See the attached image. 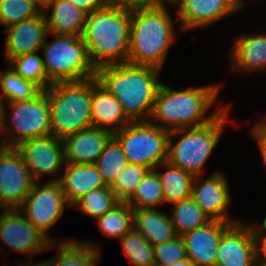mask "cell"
<instances>
[{
  "mask_svg": "<svg viewBox=\"0 0 266 266\" xmlns=\"http://www.w3.org/2000/svg\"><path fill=\"white\" fill-rule=\"evenodd\" d=\"M1 254L4 245L15 252L26 254L29 259L34 255L49 250L50 241L26 219L19 209H3L0 212Z\"/></svg>",
  "mask_w": 266,
  "mask_h": 266,
  "instance_id": "cell-12",
  "label": "cell"
},
{
  "mask_svg": "<svg viewBox=\"0 0 266 266\" xmlns=\"http://www.w3.org/2000/svg\"><path fill=\"white\" fill-rule=\"evenodd\" d=\"M219 85L215 83L175 89L162 83L155 99L150 121L168 131L200 127L211 122L229 105V103H224L216 107L217 109L212 111V114H208L211 106L217 103L222 86Z\"/></svg>",
  "mask_w": 266,
  "mask_h": 266,
  "instance_id": "cell-1",
  "label": "cell"
},
{
  "mask_svg": "<svg viewBox=\"0 0 266 266\" xmlns=\"http://www.w3.org/2000/svg\"><path fill=\"white\" fill-rule=\"evenodd\" d=\"M43 91L36 83L23 79L8 63L0 73V97L4 104L34 100Z\"/></svg>",
  "mask_w": 266,
  "mask_h": 266,
  "instance_id": "cell-27",
  "label": "cell"
},
{
  "mask_svg": "<svg viewBox=\"0 0 266 266\" xmlns=\"http://www.w3.org/2000/svg\"><path fill=\"white\" fill-rule=\"evenodd\" d=\"M41 12L51 4L53 0H32Z\"/></svg>",
  "mask_w": 266,
  "mask_h": 266,
  "instance_id": "cell-43",
  "label": "cell"
},
{
  "mask_svg": "<svg viewBox=\"0 0 266 266\" xmlns=\"http://www.w3.org/2000/svg\"><path fill=\"white\" fill-rule=\"evenodd\" d=\"M34 183L21 154L6 147L0 154V208L18 209Z\"/></svg>",
  "mask_w": 266,
  "mask_h": 266,
  "instance_id": "cell-14",
  "label": "cell"
},
{
  "mask_svg": "<svg viewBox=\"0 0 266 266\" xmlns=\"http://www.w3.org/2000/svg\"><path fill=\"white\" fill-rule=\"evenodd\" d=\"M231 106L230 103L214 120L203 126L170 131L167 161L193 177L201 176L220 141ZM177 135L180 137L176 140Z\"/></svg>",
  "mask_w": 266,
  "mask_h": 266,
  "instance_id": "cell-5",
  "label": "cell"
},
{
  "mask_svg": "<svg viewBox=\"0 0 266 266\" xmlns=\"http://www.w3.org/2000/svg\"><path fill=\"white\" fill-rule=\"evenodd\" d=\"M107 7L134 10L153 4L152 0H105Z\"/></svg>",
  "mask_w": 266,
  "mask_h": 266,
  "instance_id": "cell-40",
  "label": "cell"
},
{
  "mask_svg": "<svg viewBox=\"0 0 266 266\" xmlns=\"http://www.w3.org/2000/svg\"><path fill=\"white\" fill-rule=\"evenodd\" d=\"M1 136V135H0ZM6 148L5 142L3 139L0 140V154L3 152V150Z\"/></svg>",
  "mask_w": 266,
  "mask_h": 266,
  "instance_id": "cell-47",
  "label": "cell"
},
{
  "mask_svg": "<svg viewBox=\"0 0 266 266\" xmlns=\"http://www.w3.org/2000/svg\"><path fill=\"white\" fill-rule=\"evenodd\" d=\"M231 223L210 220L204 226L182 235L187 258L195 266H216L218 245L223 231Z\"/></svg>",
  "mask_w": 266,
  "mask_h": 266,
  "instance_id": "cell-18",
  "label": "cell"
},
{
  "mask_svg": "<svg viewBox=\"0 0 266 266\" xmlns=\"http://www.w3.org/2000/svg\"><path fill=\"white\" fill-rule=\"evenodd\" d=\"M4 102L0 97V134L2 133L3 120H4Z\"/></svg>",
  "mask_w": 266,
  "mask_h": 266,
  "instance_id": "cell-44",
  "label": "cell"
},
{
  "mask_svg": "<svg viewBox=\"0 0 266 266\" xmlns=\"http://www.w3.org/2000/svg\"><path fill=\"white\" fill-rule=\"evenodd\" d=\"M106 186L111 187L127 160L120 144L112 137L95 163Z\"/></svg>",
  "mask_w": 266,
  "mask_h": 266,
  "instance_id": "cell-31",
  "label": "cell"
},
{
  "mask_svg": "<svg viewBox=\"0 0 266 266\" xmlns=\"http://www.w3.org/2000/svg\"><path fill=\"white\" fill-rule=\"evenodd\" d=\"M59 182L70 207L88 192L106 187L95 164L65 163Z\"/></svg>",
  "mask_w": 266,
  "mask_h": 266,
  "instance_id": "cell-22",
  "label": "cell"
},
{
  "mask_svg": "<svg viewBox=\"0 0 266 266\" xmlns=\"http://www.w3.org/2000/svg\"><path fill=\"white\" fill-rule=\"evenodd\" d=\"M158 208L133 209V227L156 246L174 239L175 228L167 212Z\"/></svg>",
  "mask_w": 266,
  "mask_h": 266,
  "instance_id": "cell-24",
  "label": "cell"
},
{
  "mask_svg": "<svg viewBox=\"0 0 266 266\" xmlns=\"http://www.w3.org/2000/svg\"><path fill=\"white\" fill-rule=\"evenodd\" d=\"M95 221L103 235L119 239L133 228V208L127 202L120 201Z\"/></svg>",
  "mask_w": 266,
  "mask_h": 266,
  "instance_id": "cell-29",
  "label": "cell"
},
{
  "mask_svg": "<svg viewBox=\"0 0 266 266\" xmlns=\"http://www.w3.org/2000/svg\"><path fill=\"white\" fill-rule=\"evenodd\" d=\"M170 131L148 121H131L113 134L126 156L133 163L155 170L167 161Z\"/></svg>",
  "mask_w": 266,
  "mask_h": 266,
  "instance_id": "cell-8",
  "label": "cell"
},
{
  "mask_svg": "<svg viewBox=\"0 0 266 266\" xmlns=\"http://www.w3.org/2000/svg\"><path fill=\"white\" fill-rule=\"evenodd\" d=\"M252 224L253 226H258V227L266 229V216L264 217L263 222H261V224H258V222H253Z\"/></svg>",
  "mask_w": 266,
  "mask_h": 266,
  "instance_id": "cell-46",
  "label": "cell"
},
{
  "mask_svg": "<svg viewBox=\"0 0 266 266\" xmlns=\"http://www.w3.org/2000/svg\"><path fill=\"white\" fill-rule=\"evenodd\" d=\"M255 266H266V229L254 226Z\"/></svg>",
  "mask_w": 266,
  "mask_h": 266,
  "instance_id": "cell-38",
  "label": "cell"
},
{
  "mask_svg": "<svg viewBox=\"0 0 266 266\" xmlns=\"http://www.w3.org/2000/svg\"><path fill=\"white\" fill-rule=\"evenodd\" d=\"M54 37L53 41L48 38ZM47 77L53 82L84 81L96 76L80 36L48 32L40 50Z\"/></svg>",
  "mask_w": 266,
  "mask_h": 266,
  "instance_id": "cell-7",
  "label": "cell"
},
{
  "mask_svg": "<svg viewBox=\"0 0 266 266\" xmlns=\"http://www.w3.org/2000/svg\"><path fill=\"white\" fill-rule=\"evenodd\" d=\"M150 170L141 165L127 163L111 186L117 199L121 202H127L136 191L137 185Z\"/></svg>",
  "mask_w": 266,
  "mask_h": 266,
  "instance_id": "cell-35",
  "label": "cell"
},
{
  "mask_svg": "<svg viewBox=\"0 0 266 266\" xmlns=\"http://www.w3.org/2000/svg\"><path fill=\"white\" fill-rule=\"evenodd\" d=\"M16 266H51V262L50 260L46 259L45 261H39V262H32V261H29V262H25L21 264V262H16L15 264Z\"/></svg>",
  "mask_w": 266,
  "mask_h": 266,
  "instance_id": "cell-42",
  "label": "cell"
},
{
  "mask_svg": "<svg viewBox=\"0 0 266 266\" xmlns=\"http://www.w3.org/2000/svg\"><path fill=\"white\" fill-rule=\"evenodd\" d=\"M44 91L48 96L51 135L64 139L92 126V78L52 83Z\"/></svg>",
  "mask_w": 266,
  "mask_h": 266,
  "instance_id": "cell-6",
  "label": "cell"
},
{
  "mask_svg": "<svg viewBox=\"0 0 266 266\" xmlns=\"http://www.w3.org/2000/svg\"><path fill=\"white\" fill-rule=\"evenodd\" d=\"M39 51L12 58L8 64L23 79L30 80L46 90L53 82L47 77Z\"/></svg>",
  "mask_w": 266,
  "mask_h": 266,
  "instance_id": "cell-32",
  "label": "cell"
},
{
  "mask_svg": "<svg viewBox=\"0 0 266 266\" xmlns=\"http://www.w3.org/2000/svg\"><path fill=\"white\" fill-rule=\"evenodd\" d=\"M127 203L133 209L157 208L164 204L162 184L156 170L146 174Z\"/></svg>",
  "mask_w": 266,
  "mask_h": 266,
  "instance_id": "cell-30",
  "label": "cell"
},
{
  "mask_svg": "<svg viewBox=\"0 0 266 266\" xmlns=\"http://www.w3.org/2000/svg\"><path fill=\"white\" fill-rule=\"evenodd\" d=\"M171 266H195L193 264V262L191 260H189L188 258L187 259H184V260H181V261H178L176 263H174L173 265Z\"/></svg>",
  "mask_w": 266,
  "mask_h": 266,
  "instance_id": "cell-45",
  "label": "cell"
},
{
  "mask_svg": "<svg viewBox=\"0 0 266 266\" xmlns=\"http://www.w3.org/2000/svg\"><path fill=\"white\" fill-rule=\"evenodd\" d=\"M159 168H164L165 170L160 172ZM155 170L158 172L162 184L164 204L178 203L181 200L191 197L192 182L194 179L191 174L168 161L161 163Z\"/></svg>",
  "mask_w": 266,
  "mask_h": 266,
  "instance_id": "cell-26",
  "label": "cell"
},
{
  "mask_svg": "<svg viewBox=\"0 0 266 266\" xmlns=\"http://www.w3.org/2000/svg\"><path fill=\"white\" fill-rule=\"evenodd\" d=\"M58 256L50 258L51 266H97L100 260V245L92 241L66 240L53 242L49 250L55 249Z\"/></svg>",
  "mask_w": 266,
  "mask_h": 266,
  "instance_id": "cell-25",
  "label": "cell"
},
{
  "mask_svg": "<svg viewBox=\"0 0 266 266\" xmlns=\"http://www.w3.org/2000/svg\"><path fill=\"white\" fill-rule=\"evenodd\" d=\"M91 121L92 126L112 134L131 122L120 102L101 86L95 77L92 78Z\"/></svg>",
  "mask_w": 266,
  "mask_h": 266,
  "instance_id": "cell-21",
  "label": "cell"
},
{
  "mask_svg": "<svg viewBox=\"0 0 266 266\" xmlns=\"http://www.w3.org/2000/svg\"><path fill=\"white\" fill-rule=\"evenodd\" d=\"M170 6L153 3L131 10L128 63L162 70L178 36Z\"/></svg>",
  "mask_w": 266,
  "mask_h": 266,
  "instance_id": "cell-3",
  "label": "cell"
},
{
  "mask_svg": "<svg viewBox=\"0 0 266 266\" xmlns=\"http://www.w3.org/2000/svg\"><path fill=\"white\" fill-rule=\"evenodd\" d=\"M67 206L70 208L61 183L46 181L45 184L35 182L18 209L39 232L53 243L66 241L51 238L48 231L60 220Z\"/></svg>",
  "mask_w": 266,
  "mask_h": 266,
  "instance_id": "cell-10",
  "label": "cell"
},
{
  "mask_svg": "<svg viewBox=\"0 0 266 266\" xmlns=\"http://www.w3.org/2000/svg\"><path fill=\"white\" fill-rule=\"evenodd\" d=\"M119 202L111 187L106 186L88 192L72 207L79 209L84 215L93 217L96 220Z\"/></svg>",
  "mask_w": 266,
  "mask_h": 266,
  "instance_id": "cell-33",
  "label": "cell"
},
{
  "mask_svg": "<svg viewBox=\"0 0 266 266\" xmlns=\"http://www.w3.org/2000/svg\"><path fill=\"white\" fill-rule=\"evenodd\" d=\"M154 266H171L174 263L187 259V251L182 236L162 244L153 246Z\"/></svg>",
  "mask_w": 266,
  "mask_h": 266,
  "instance_id": "cell-37",
  "label": "cell"
},
{
  "mask_svg": "<svg viewBox=\"0 0 266 266\" xmlns=\"http://www.w3.org/2000/svg\"><path fill=\"white\" fill-rule=\"evenodd\" d=\"M230 193L228 178L222 171L216 170L205 179L200 176L193 179L191 197L211 220L228 223L239 221L238 218L230 219L228 213L232 202Z\"/></svg>",
  "mask_w": 266,
  "mask_h": 266,
  "instance_id": "cell-15",
  "label": "cell"
},
{
  "mask_svg": "<svg viewBox=\"0 0 266 266\" xmlns=\"http://www.w3.org/2000/svg\"><path fill=\"white\" fill-rule=\"evenodd\" d=\"M113 134L94 126L63 139L65 163L95 164Z\"/></svg>",
  "mask_w": 266,
  "mask_h": 266,
  "instance_id": "cell-20",
  "label": "cell"
},
{
  "mask_svg": "<svg viewBox=\"0 0 266 266\" xmlns=\"http://www.w3.org/2000/svg\"><path fill=\"white\" fill-rule=\"evenodd\" d=\"M40 13L32 0H0V24L5 28Z\"/></svg>",
  "mask_w": 266,
  "mask_h": 266,
  "instance_id": "cell-36",
  "label": "cell"
},
{
  "mask_svg": "<svg viewBox=\"0 0 266 266\" xmlns=\"http://www.w3.org/2000/svg\"><path fill=\"white\" fill-rule=\"evenodd\" d=\"M245 0H174L179 31L206 29L221 19L240 12Z\"/></svg>",
  "mask_w": 266,
  "mask_h": 266,
  "instance_id": "cell-13",
  "label": "cell"
},
{
  "mask_svg": "<svg viewBox=\"0 0 266 266\" xmlns=\"http://www.w3.org/2000/svg\"><path fill=\"white\" fill-rule=\"evenodd\" d=\"M43 13L48 32L82 37L86 13L78 6L66 0H53Z\"/></svg>",
  "mask_w": 266,
  "mask_h": 266,
  "instance_id": "cell-23",
  "label": "cell"
},
{
  "mask_svg": "<svg viewBox=\"0 0 266 266\" xmlns=\"http://www.w3.org/2000/svg\"><path fill=\"white\" fill-rule=\"evenodd\" d=\"M170 215L176 234L182 236L192 230L204 226L211 219L200 209L192 197L173 204Z\"/></svg>",
  "mask_w": 266,
  "mask_h": 266,
  "instance_id": "cell-28",
  "label": "cell"
},
{
  "mask_svg": "<svg viewBox=\"0 0 266 266\" xmlns=\"http://www.w3.org/2000/svg\"><path fill=\"white\" fill-rule=\"evenodd\" d=\"M78 6L86 14L106 7L105 0H66Z\"/></svg>",
  "mask_w": 266,
  "mask_h": 266,
  "instance_id": "cell-41",
  "label": "cell"
},
{
  "mask_svg": "<svg viewBox=\"0 0 266 266\" xmlns=\"http://www.w3.org/2000/svg\"><path fill=\"white\" fill-rule=\"evenodd\" d=\"M119 240L131 263L136 266H154L153 246L134 227Z\"/></svg>",
  "mask_w": 266,
  "mask_h": 266,
  "instance_id": "cell-34",
  "label": "cell"
},
{
  "mask_svg": "<svg viewBox=\"0 0 266 266\" xmlns=\"http://www.w3.org/2000/svg\"><path fill=\"white\" fill-rule=\"evenodd\" d=\"M153 3H172L174 0H152Z\"/></svg>",
  "mask_w": 266,
  "mask_h": 266,
  "instance_id": "cell-48",
  "label": "cell"
},
{
  "mask_svg": "<svg viewBox=\"0 0 266 266\" xmlns=\"http://www.w3.org/2000/svg\"><path fill=\"white\" fill-rule=\"evenodd\" d=\"M251 137L258 144V149L261 154V160L266 168V115L257 120L251 128Z\"/></svg>",
  "mask_w": 266,
  "mask_h": 266,
  "instance_id": "cell-39",
  "label": "cell"
},
{
  "mask_svg": "<svg viewBox=\"0 0 266 266\" xmlns=\"http://www.w3.org/2000/svg\"><path fill=\"white\" fill-rule=\"evenodd\" d=\"M7 112H9L10 121L6 117ZM50 134V109L45 91L34 100L4 105L1 133L3 137L0 138L4 140L6 147L15 148L24 141Z\"/></svg>",
  "mask_w": 266,
  "mask_h": 266,
  "instance_id": "cell-9",
  "label": "cell"
},
{
  "mask_svg": "<svg viewBox=\"0 0 266 266\" xmlns=\"http://www.w3.org/2000/svg\"><path fill=\"white\" fill-rule=\"evenodd\" d=\"M15 148L35 182H41L46 175L51 177L47 182L60 180L59 172L65 165L63 139L50 134L24 141Z\"/></svg>",
  "mask_w": 266,
  "mask_h": 266,
  "instance_id": "cell-11",
  "label": "cell"
},
{
  "mask_svg": "<svg viewBox=\"0 0 266 266\" xmlns=\"http://www.w3.org/2000/svg\"><path fill=\"white\" fill-rule=\"evenodd\" d=\"M131 10L104 7L86 14L82 39L95 69L128 62Z\"/></svg>",
  "mask_w": 266,
  "mask_h": 266,
  "instance_id": "cell-4",
  "label": "cell"
},
{
  "mask_svg": "<svg viewBox=\"0 0 266 266\" xmlns=\"http://www.w3.org/2000/svg\"><path fill=\"white\" fill-rule=\"evenodd\" d=\"M4 56L8 63L12 58L41 50L48 34L46 18L39 15L5 28Z\"/></svg>",
  "mask_w": 266,
  "mask_h": 266,
  "instance_id": "cell-17",
  "label": "cell"
},
{
  "mask_svg": "<svg viewBox=\"0 0 266 266\" xmlns=\"http://www.w3.org/2000/svg\"><path fill=\"white\" fill-rule=\"evenodd\" d=\"M161 70L130 63L112 64L96 69V80L120 102L131 121H148L162 82Z\"/></svg>",
  "mask_w": 266,
  "mask_h": 266,
  "instance_id": "cell-2",
  "label": "cell"
},
{
  "mask_svg": "<svg viewBox=\"0 0 266 266\" xmlns=\"http://www.w3.org/2000/svg\"><path fill=\"white\" fill-rule=\"evenodd\" d=\"M228 57L237 73L266 71V33L239 34L232 40Z\"/></svg>",
  "mask_w": 266,
  "mask_h": 266,
  "instance_id": "cell-19",
  "label": "cell"
},
{
  "mask_svg": "<svg viewBox=\"0 0 266 266\" xmlns=\"http://www.w3.org/2000/svg\"><path fill=\"white\" fill-rule=\"evenodd\" d=\"M217 254L216 266H255L253 224L231 223L223 231Z\"/></svg>",
  "mask_w": 266,
  "mask_h": 266,
  "instance_id": "cell-16",
  "label": "cell"
}]
</instances>
